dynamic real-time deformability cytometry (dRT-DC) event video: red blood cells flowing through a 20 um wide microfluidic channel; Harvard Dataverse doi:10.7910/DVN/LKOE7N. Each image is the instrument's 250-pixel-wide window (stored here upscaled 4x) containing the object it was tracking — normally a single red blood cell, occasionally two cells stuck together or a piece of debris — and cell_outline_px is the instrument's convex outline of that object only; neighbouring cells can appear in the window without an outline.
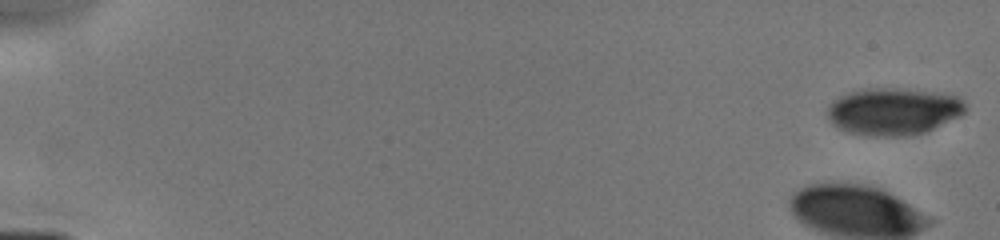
{"species": "human", "species_latin": "Homo sapiens", "temperature_condition": "cold", "stored_images_in_passage": 10, "camera_frame_rate_fps": 3000, "um_per_image_px": 0.085, "donor": {"sex": "male"}, "frame": {"image": 1, "passage_image": 1, "time_ms": 0.0, "image_size_px": [1000, 240], "cell_outline_px": [[964, 112], [960, 116], [924, 132], [908, 136], [872, 136], [848, 132], [832, 124], [828, 116], [828, 104], [840, 96], [864, 88], [896, 88], [932, 92], [956, 96], [964, 100]], "centroid_in_image_um": [75.92, 9.47], "position_along_channel_um": 9.1, "area_um2": 37.57}}